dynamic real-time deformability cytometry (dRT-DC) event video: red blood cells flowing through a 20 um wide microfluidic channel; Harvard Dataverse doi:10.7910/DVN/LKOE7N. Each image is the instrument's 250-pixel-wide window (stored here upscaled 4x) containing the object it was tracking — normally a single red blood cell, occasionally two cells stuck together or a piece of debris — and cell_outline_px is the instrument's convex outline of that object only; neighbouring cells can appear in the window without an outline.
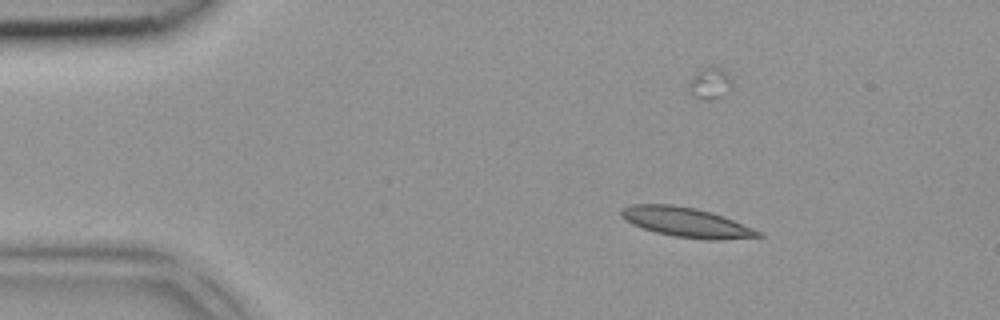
{"species": "common noctule bat (a hibernating species)", "species_latin": "Nyctalus noctula", "temperature_condition": "room temperature", "stored_images_in_passage": 6, "camera_frame_rate_fps": 3000, "um_per_image_px": 0.085, "animal": {"sex": "female", "body_mass_g": 18.4}, "frame": {"image": 1, "passage_image": 1, "time_ms": 0.0, "image_size_px": [1000, 320], "cell_outline_px": [[764, 236], [720, 240], [708, 240], [676, 236], [656, 232], [632, 224], [620, 216], [620, 212], [624, 208], [632, 204], [672, 204], [696, 208], [712, 212], [724, 216], [764, 232]], "centroid_in_image_um": [58.39, 18.89], "position_along_channel_um": 26.6, "area_um2": 23.7}}
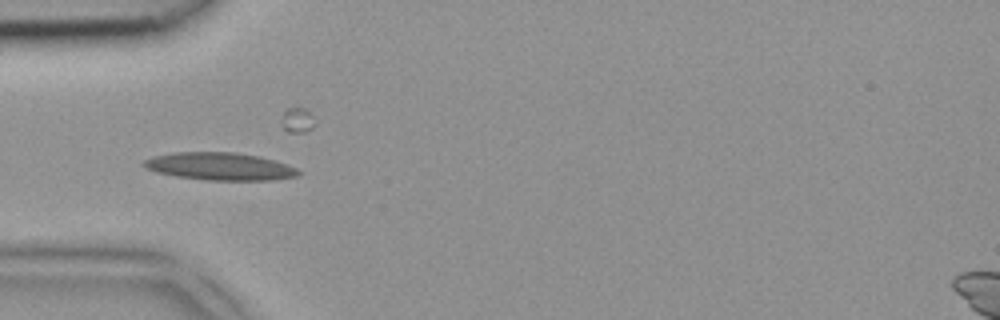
{"frame": {"image": 2, "passage_image": 3, "time_ms": 0.667, "image_size_px": [1000, 320], "cell_outline_px": [[300, 172], [296, 176], [272, 180], [208, 180], [176, 176], [156, 172], [144, 168], [140, 164], [144, 160], [152, 156], [172, 152], [236, 152], [260, 156], [296, 168]], "centroid_in_image_um": [18.6, 14.13], "position_along_channel_um": 66.4, "area_um2": 24.85}}